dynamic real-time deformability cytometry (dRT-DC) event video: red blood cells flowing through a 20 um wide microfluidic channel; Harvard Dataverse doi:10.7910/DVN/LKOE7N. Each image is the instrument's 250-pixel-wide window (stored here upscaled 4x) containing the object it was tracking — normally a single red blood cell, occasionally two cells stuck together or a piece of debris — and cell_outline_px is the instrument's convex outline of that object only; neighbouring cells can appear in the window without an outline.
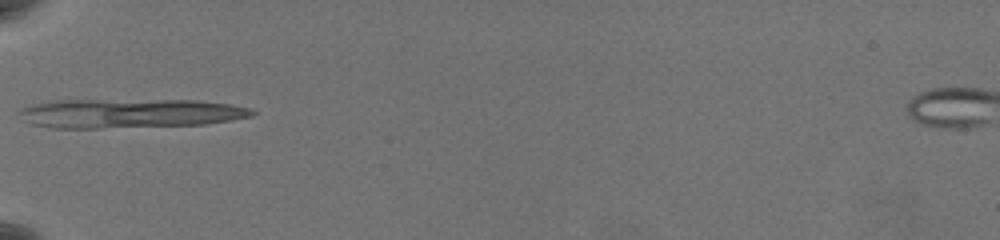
{"species": "common noctule bat (a hibernating species)", "species_latin": "Nyctalus noctula", "temperature_condition": "warm", "stored_images_in_passage": 2, "camera_frame_rate_fps": 3000, "um_per_image_px": 0.085, "animal": {"sex": "female", "body_mass_g": 19.5, "forearm_length_mm": 54.1}, "frame": {"image": 1, "passage_image": 1, "time_ms": 0.0, "image_size_px": [1000, 240], "cell_outline_px": [[256, 112], [252, 116], [232, 120], [204, 124], [100, 128], [52, 128], [32, 124], [20, 120], [16, 112], [20, 108], [28, 104], [48, 100], [196, 100], [228, 104], [252, 108]], "centroid_in_image_um": [10.91, 9.63], "position_along_channel_um": 74.1, "area_um2": 40.11}}